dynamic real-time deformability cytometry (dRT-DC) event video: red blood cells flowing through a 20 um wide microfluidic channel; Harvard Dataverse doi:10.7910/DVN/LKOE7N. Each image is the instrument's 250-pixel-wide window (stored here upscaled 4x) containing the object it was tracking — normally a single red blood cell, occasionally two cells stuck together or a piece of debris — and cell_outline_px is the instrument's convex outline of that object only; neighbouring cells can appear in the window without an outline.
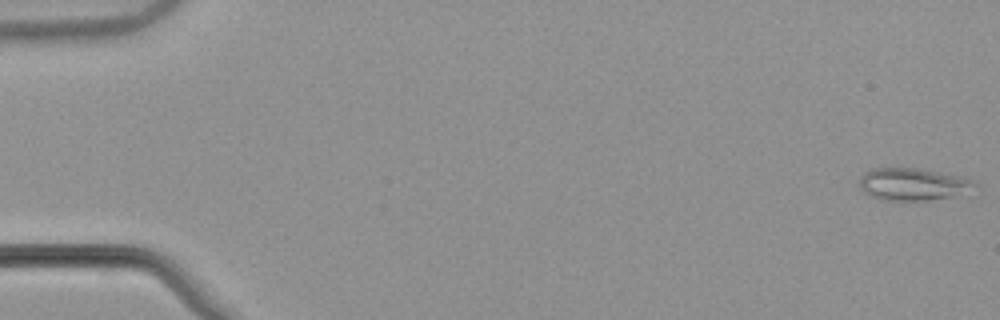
{"species": "common noctule bat (a hibernating species)", "species_latin": "Nyctalus noctula", "temperature_condition": "warm", "stored_images_in_passage": 54, "camera_frame_rate_fps": 3000, "um_per_image_px": 0.085, "animal": {"sex": "male", "body_mass_g": 21.5, "forearm_length_mm": 52.0}, "frame": {"image": 1, "passage_image": 1, "time_ms": 0.0, "image_size_px": [1000, 320], "cell_outline_px": [[980, 184], [952, 196], [928, 200], [880, 200], [868, 196], [860, 188], [860, 176], [864, 172], [872, 168], [916, 168], [960, 176], [972, 180]], "centroid_in_image_um": [77.51, 15.65], "position_along_channel_um": 7.5, "area_um2": 21.5}}
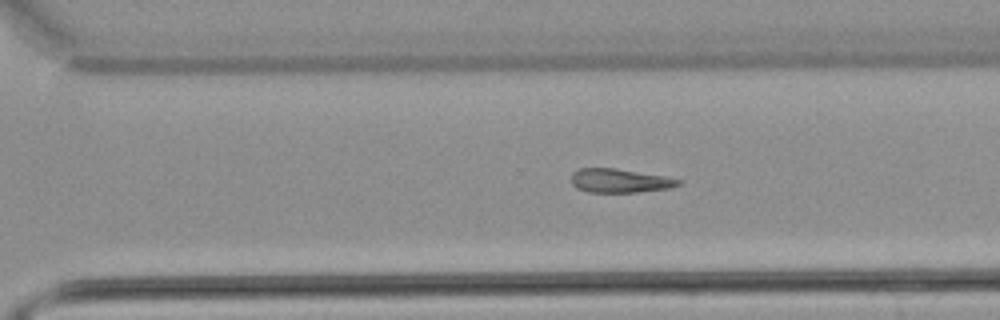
{"frame": {"image": 2, "passage_image": 38, "time_ms": 12.333, "image_size_px": [1000, 320], "cell_outline_px": [[680, 184], [672, 188], [640, 192], [588, 192], [576, 188], [572, 184], [572, 172], [580, 168], [616, 168], [660, 176], [680, 180]], "centroid_in_image_um": [52.63, 15.37], "position_along_channel_um": 318.0, "area_um2": 14.74}}
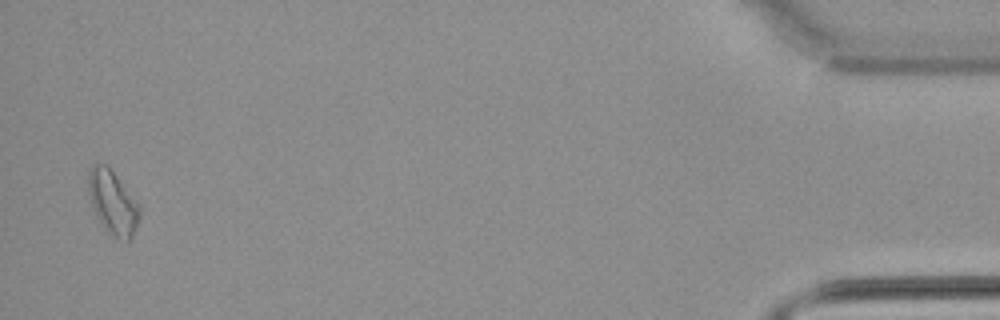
{"frame": {"image": 3, "passage_image": 53, "time_ms": 17.333, "image_size_px": [1000, 320], "cell_outline_px": [[140, 216], [136, 228], [128, 244], [112, 236], [104, 228], [92, 204], [88, 192], [88, 168], [92, 164], [104, 164], [116, 176], [140, 204]], "centroid_in_image_um": [9.61, 17.24], "position_along_channel_um": 425.6, "area_um2": 18.96}}